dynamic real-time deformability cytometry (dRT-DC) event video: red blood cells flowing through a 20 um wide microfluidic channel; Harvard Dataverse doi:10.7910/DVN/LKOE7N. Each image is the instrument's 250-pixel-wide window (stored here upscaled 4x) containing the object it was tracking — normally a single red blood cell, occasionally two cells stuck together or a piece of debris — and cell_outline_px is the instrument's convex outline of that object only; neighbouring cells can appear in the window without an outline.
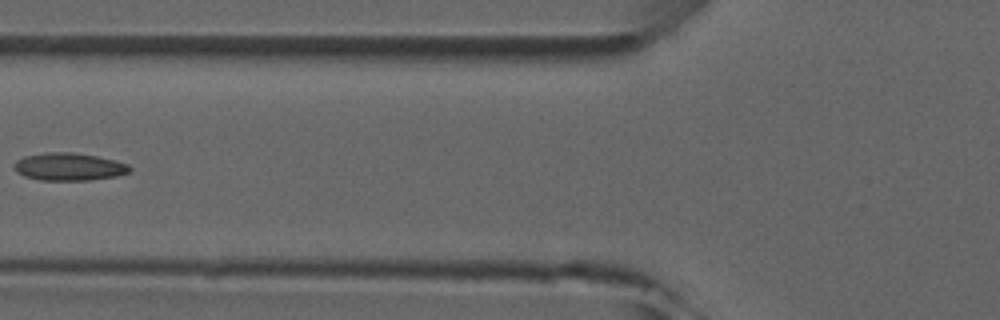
{"species": "common noctule bat (a hibernating species)", "species_latin": "Nyctalus noctula", "temperature_condition": "room temperature", "stored_images_in_passage": 3, "camera_frame_rate_fps": 3000, "um_per_image_px": 0.085, "animal": {"sex": "male", "forearm_length_mm": 52.5}, "frame": {"image": 1, "passage_image": 3, "time_ms": 2.333, "image_size_px": [1000, 320], "cell_outline_px": [[132, 168], [128, 172], [116, 176], [88, 180], [40, 180], [24, 176], [16, 172], [16, 160], [24, 156], [48, 152], [72, 152], [96, 156], [128, 164]], "centroid_in_image_um": [5.85, 14.17], "position_along_channel_um": 119.9, "area_um2": 18.38}}